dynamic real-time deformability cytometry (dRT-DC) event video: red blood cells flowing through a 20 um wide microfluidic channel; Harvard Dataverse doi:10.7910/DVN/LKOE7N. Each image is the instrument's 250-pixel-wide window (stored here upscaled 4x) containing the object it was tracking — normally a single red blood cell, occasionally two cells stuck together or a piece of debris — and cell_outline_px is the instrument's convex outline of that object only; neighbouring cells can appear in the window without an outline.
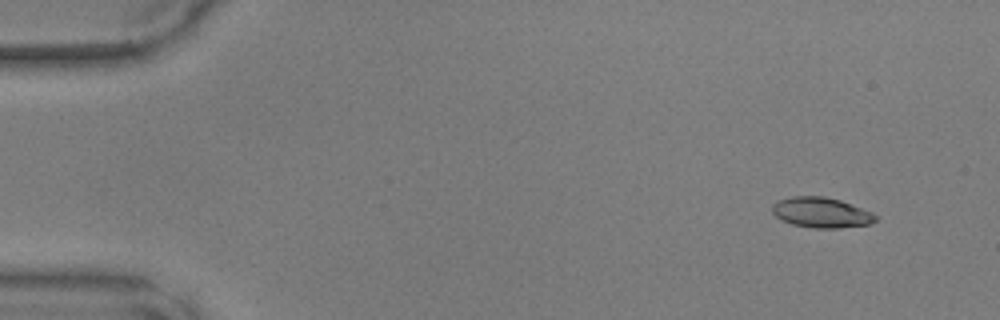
{"species": "common noctule bat (a hibernating species)", "species_latin": "Nyctalus noctula", "temperature_condition": "warm", "stored_images_in_passage": 48, "camera_frame_rate_fps": 3000, "um_per_image_px": 0.085, "animal": {"sex": "male", "body_mass_g": 17.9, "forearm_length_mm": 54.2}, "frame": {"image": 1, "passage_image": 4, "time_ms": 1.0, "image_size_px": [1000, 320], "cell_outline_px": [[876, 220], [872, 224], [840, 228], [812, 228], [792, 224], [776, 216], [772, 212], [772, 204], [780, 200], [792, 196], [824, 196], [840, 200], [872, 212], [876, 216]], "centroid_in_image_um": [69.82, 18.07], "position_along_channel_um": 15.2, "area_um2": 18.21}}
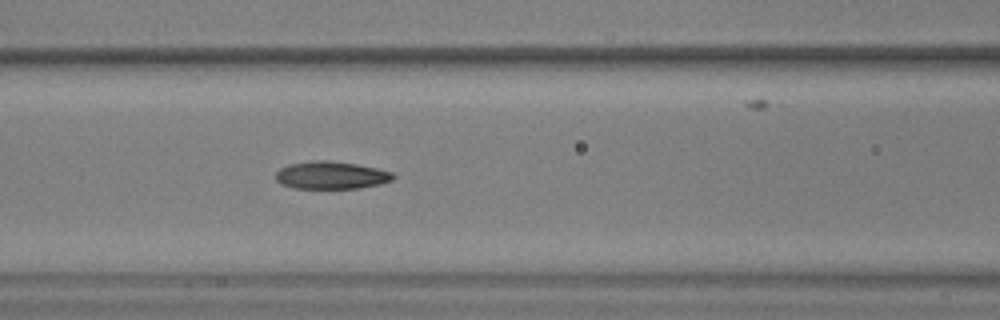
{"frame": {"image": 2, "passage_image": 21, "time_ms": 6.667, "image_size_px": [1000, 320], "cell_outline_px": [[396, 176], [392, 180], [380, 184], [360, 188], [292, 188], [280, 184], [276, 180], [276, 172], [280, 168], [288, 164], [312, 160], [328, 160], [356, 164], [376, 168], [392, 172]], "centroid_in_image_um": [28.13, 14.89], "position_along_channel_um": 138.5, "area_um2": 19.02}}
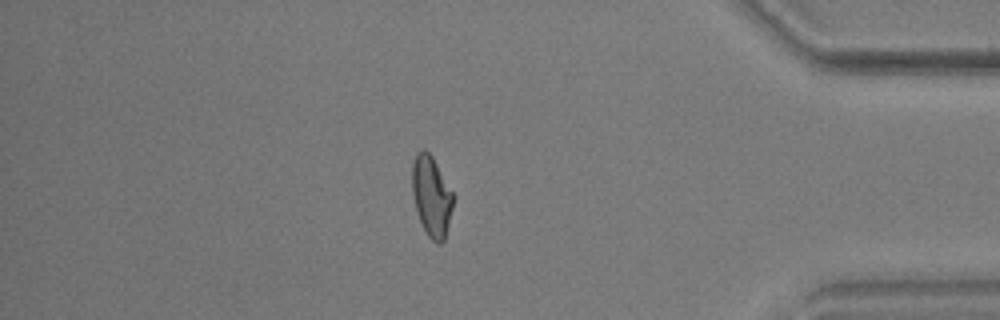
{"frame": {"image": 3, "passage_image": 42, "time_ms": 13.667, "image_size_px": [1000, 320], "cell_outline_px": [[456, 196], [444, 240], [440, 244], [436, 244], [428, 236], [420, 220], [416, 208], [412, 192], [412, 164], [416, 152], [420, 148], [424, 148], [432, 156]], "centroid_in_image_um": [36.7, 16.64], "position_along_channel_um": 398.5, "area_um2": 19.48}}